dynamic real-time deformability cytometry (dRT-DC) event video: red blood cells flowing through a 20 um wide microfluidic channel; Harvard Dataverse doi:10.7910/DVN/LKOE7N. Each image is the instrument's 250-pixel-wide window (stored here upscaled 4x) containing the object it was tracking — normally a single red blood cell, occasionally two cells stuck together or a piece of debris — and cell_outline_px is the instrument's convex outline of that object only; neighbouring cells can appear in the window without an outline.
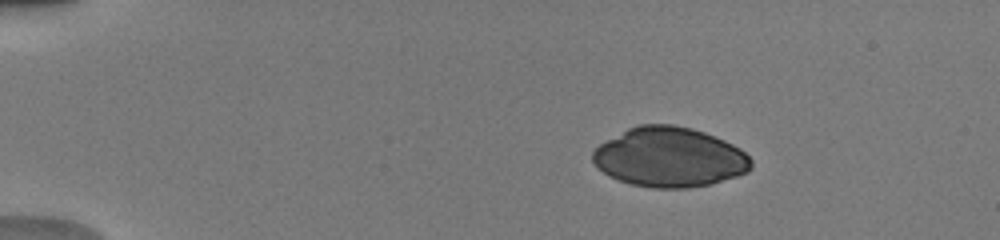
{"species": "human", "species_latin": "Homo sapiens", "temperature_condition": "warm", "stored_images_in_passage": 36, "camera_frame_rate_fps": 3000, "um_per_image_px": 0.085, "donor": {"sex": "male"}, "frame": {"image": 1, "passage_image": 1, "time_ms": 0.0, "image_size_px": [1000, 240], "cell_outline_px": [[752, 168], [748, 172], [712, 184], [688, 188], [652, 188], [632, 184], [608, 176], [592, 160], [592, 152], [600, 144], [628, 128], [640, 124], [672, 124], [692, 128], [704, 132], [724, 140], [740, 148], [752, 160]], "centroid_in_image_um": [56.93, 13.37], "position_along_channel_um": 28.1, "area_um2": 55.08}}